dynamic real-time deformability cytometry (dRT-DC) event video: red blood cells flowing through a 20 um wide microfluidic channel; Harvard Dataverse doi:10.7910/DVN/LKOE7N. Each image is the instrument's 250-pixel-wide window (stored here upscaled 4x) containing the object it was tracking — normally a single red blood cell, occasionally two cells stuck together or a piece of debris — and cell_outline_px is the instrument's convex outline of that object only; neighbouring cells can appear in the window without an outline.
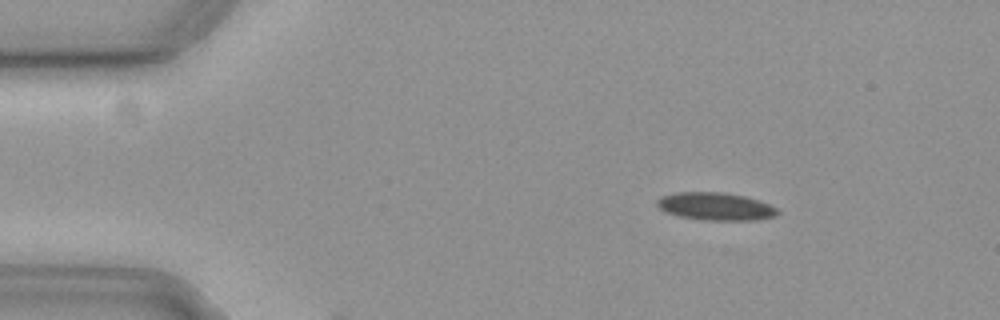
{"species": "common noctule bat (a hibernating species)", "species_latin": "Nyctalus noctula", "temperature_condition": "cold", "stored_images_in_passage": 2, "camera_frame_rate_fps": 3000, "um_per_image_px": 0.085, "animal": {"sex": "female", "body_mass_g": 19.3, "forearm_length_mm": 54.1}, "frame": {"image": 1, "passage_image": 1, "time_ms": 0.0, "image_size_px": [1000, 320], "cell_outline_px": [[780, 212], [776, 216], [756, 220], [704, 220], [680, 216], [668, 212], [660, 208], [656, 204], [656, 200], [660, 196], [676, 192], [724, 192], [744, 196], [760, 200], [776, 208]], "centroid_in_image_um": [60.83, 17.54], "position_along_channel_um": 24.2, "area_um2": 19.48}}